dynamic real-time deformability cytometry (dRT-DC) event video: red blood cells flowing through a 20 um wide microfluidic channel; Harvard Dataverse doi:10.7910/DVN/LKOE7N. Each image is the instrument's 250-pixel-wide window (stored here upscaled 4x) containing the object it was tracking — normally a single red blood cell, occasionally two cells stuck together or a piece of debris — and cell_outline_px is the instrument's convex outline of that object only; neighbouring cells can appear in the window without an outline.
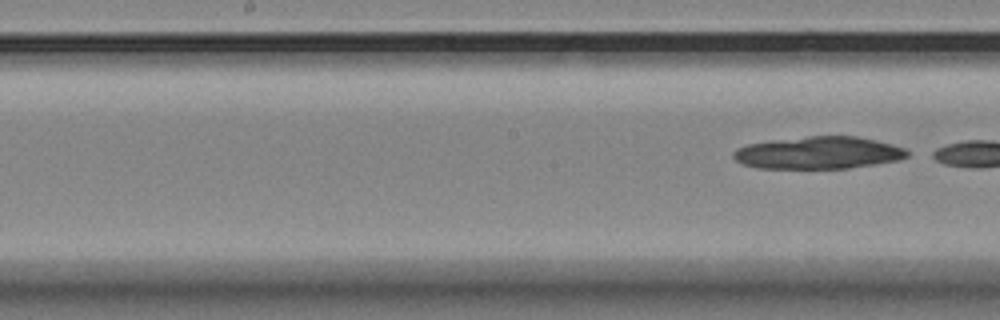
{"species": "Egyptian fruit bat (a non-hibernating species)", "species_latin": "Rousettus aegyptiacus", "temperature_condition": "room temperature", "stored_images_in_passage": 6, "segment_of_instrument_passage": [2, 2], "camera_frame_rate_fps": 3000, "um_per_image_px": 0.085, "animal": {"sex": "female"}, "frame": {"image": 1, "passage_image": 6, "time_ms": 5.667, "image_size_px": [1000, 320], "cell_outline_px": [[908, 156], [900, 160], [848, 168], [756, 168], [744, 164], [736, 160], [732, 156], [732, 152], [736, 148], [748, 144], [772, 140], [808, 136], [860, 136], [892, 144], [904, 148], [908, 152]], "centroid_in_image_um": [69.57, 12.98], "position_along_channel_um": 178.6, "area_um2": 32.77}}